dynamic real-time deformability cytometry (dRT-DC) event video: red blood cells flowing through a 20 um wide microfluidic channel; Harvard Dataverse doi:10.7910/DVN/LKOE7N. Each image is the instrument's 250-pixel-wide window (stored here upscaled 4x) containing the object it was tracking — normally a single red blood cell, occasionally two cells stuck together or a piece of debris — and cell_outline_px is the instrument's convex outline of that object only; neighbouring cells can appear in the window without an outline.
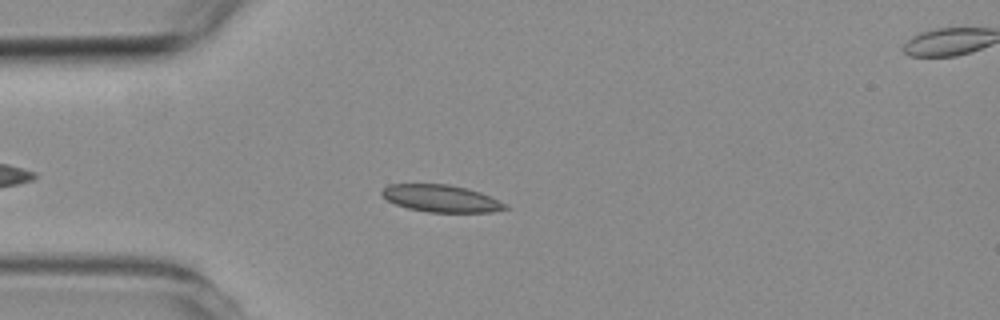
{"species": "common noctule bat (a hibernating species)", "species_latin": "Nyctalus noctula", "temperature_condition": "room temperature", "stored_images_in_passage": 4, "camera_frame_rate_fps": 3000, "um_per_image_px": 0.085, "animal": {"sex": "female", "body_mass_g": 19.3, "forearm_length_mm": 54.1}, "frame": {"image": 1, "passage_image": 2, "time_ms": 1.333, "image_size_px": [1000, 320], "cell_outline_px": [[508, 208], [492, 212], [428, 212], [408, 208], [396, 204], [388, 200], [380, 192], [388, 184], [448, 184], [468, 188], [480, 192], [508, 204]], "centroid_in_image_um": [37.52, 16.86], "position_along_channel_um": 47.5, "area_um2": 19.48}}
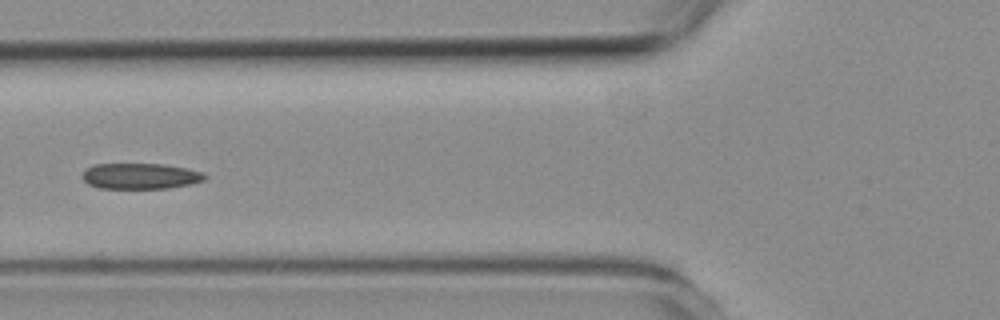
{"frame": {"image": 2, "passage_image": 4, "time_ms": 3.333, "image_size_px": [1000, 320], "cell_outline_px": [[208, 176], [204, 180], [192, 184], [168, 188], [100, 188], [88, 184], [80, 176], [88, 168], [96, 164], [164, 164], [188, 168], [204, 172]], "centroid_in_image_um": [11.98, 14.96], "position_along_channel_um": 113.8, "area_um2": 18.5}}